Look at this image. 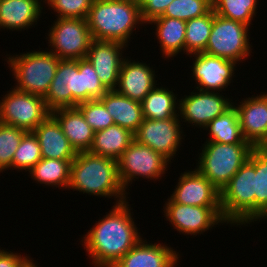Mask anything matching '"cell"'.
Masks as SVG:
<instances>
[{"label":"cell","instance_id":"6da1fadb","mask_svg":"<svg viewBox=\"0 0 267 267\" xmlns=\"http://www.w3.org/2000/svg\"><path fill=\"white\" fill-rule=\"evenodd\" d=\"M128 203H115L84 235L82 246L94 267H112L142 239Z\"/></svg>","mask_w":267,"mask_h":267},{"label":"cell","instance_id":"7a4b0ae2","mask_svg":"<svg viewBox=\"0 0 267 267\" xmlns=\"http://www.w3.org/2000/svg\"><path fill=\"white\" fill-rule=\"evenodd\" d=\"M107 91L87 58L61 59L44 100L53 111L99 99Z\"/></svg>","mask_w":267,"mask_h":267},{"label":"cell","instance_id":"3957f363","mask_svg":"<svg viewBox=\"0 0 267 267\" xmlns=\"http://www.w3.org/2000/svg\"><path fill=\"white\" fill-rule=\"evenodd\" d=\"M67 189L100 197H113L116 204L126 201V190L119 178L117 160L78 152L71 164Z\"/></svg>","mask_w":267,"mask_h":267},{"label":"cell","instance_id":"277c9868","mask_svg":"<svg viewBox=\"0 0 267 267\" xmlns=\"http://www.w3.org/2000/svg\"><path fill=\"white\" fill-rule=\"evenodd\" d=\"M86 20L93 40L126 46L136 25L144 24L136 0H94Z\"/></svg>","mask_w":267,"mask_h":267},{"label":"cell","instance_id":"5b68a950","mask_svg":"<svg viewBox=\"0 0 267 267\" xmlns=\"http://www.w3.org/2000/svg\"><path fill=\"white\" fill-rule=\"evenodd\" d=\"M255 165L247 159L220 191L223 219L227 224L255 221Z\"/></svg>","mask_w":267,"mask_h":267},{"label":"cell","instance_id":"8992f818","mask_svg":"<svg viewBox=\"0 0 267 267\" xmlns=\"http://www.w3.org/2000/svg\"><path fill=\"white\" fill-rule=\"evenodd\" d=\"M20 55V56H19ZM7 57V64L17 81L14 89L45 97L55 77L59 59L50 51H32Z\"/></svg>","mask_w":267,"mask_h":267},{"label":"cell","instance_id":"52a82bcc","mask_svg":"<svg viewBox=\"0 0 267 267\" xmlns=\"http://www.w3.org/2000/svg\"><path fill=\"white\" fill-rule=\"evenodd\" d=\"M202 146L196 169L219 191L247 161L254 148L250 143L205 142Z\"/></svg>","mask_w":267,"mask_h":267},{"label":"cell","instance_id":"ba28073f","mask_svg":"<svg viewBox=\"0 0 267 267\" xmlns=\"http://www.w3.org/2000/svg\"><path fill=\"white\" fill-rule=\"evenodd\" d=\"M249 27L242 22L215 14L204 53L240 64L239 62L246 60L252 52L251 47L253 46L248 38Z\"/></svg>","mask_w":267,"mask_h":267},{"label":"cell","instance_id":"9c48e42d","mask_svg":"<svg viewBox=\"0 0 267 267\" xmlns=\"http://www.w3.org/2000/svg\"><path fill=\"white\" fill-rule=\"evenodd\" d=\"M47 35L49 50L59 59L86 58L93 41L87 20L81 18H57Z\"/></svg>","mask_w":267,"mask_h":267},{"label":"cell","instance_id":"30bf717a","mask_svg":"<svg viewBox=\"0 0 267 267\" xmlns=\"http://www.w3.org/2000/svg\"><path fill=\"white\" fill-rule=\"evenodd\" d=\"M50 114L44 97L40 95L12 88L11 91H7L2 101L0 100V123L27 132H32Z\"/></svg>","mask_w":267,"mask_h":267},{"label":"cell","instance_id":"8fae6325","mask_svg":"<svg viewBox=\"0 0 267 267\" xmlns=\"http://www.w3.org/2000/svg\"><path fill=\"white\" fill-rule=\"evenodd\" d=\"M169 161L150 147L133 140L117 160L119 178L125 190L139 177L157 180L167 171ZM138 176V177H137Z\"/></svg>","mask_w":267,"mask_h":267},{"label":"cell","instance_id":"7c38bea8","mask_svg":"<svg viewBox=\"0 0 267 267\" xmlns=\"http://www.w3.org/2000/svg\"><path fill=\"white\" fill-rule=\"evenodd\" d=\"M167 200L163 215L180 234L197 236L218 223H226L221 206H192Z\"/></svg>","mask_w":267,"mask_h":267},{"label":"cell","instance_id":"4fadbf2b","mask_svg":"<svg viewBox=\"0 0 267 267\" xmlns=\"http://www.w3.org/2000/svg\"><path fill=\"white\" fill-rule=\"evenodd\" d=\"M180 118L150 120L144 118L134 140L146 145L171 162L183 139ZM182 135V136H181Z\"/></svg>","mask_w":267,"mask_h":267},{"label":"cell","instance_id":"5bb4252c","mask_svg":"<svg viewBox=\"0 0 267 267\" xmlns=\"http://www.w3.org/2000/svg\"><path fill=\"white\" fill-rule=\"evenodd\" d=\"M233 103L219 92L197 90L179 99L178 113L181 121L185 119L183 122L204 129L214 118L228 110Z\"/></svg>","mask_w":267,"mask_h":267},{"label":"cell","instance_id":"9a60e30c","mask_svg":"<svg viewBox=\"0 0 267 267\" xmlns=\"http://www.w3.org/2000/svg\"><path fill=\"white\" fill-rule=\"evenodd\" d=\"M195 58L191 71L198 84L195 89L202 91H225L235 76L236 62L205 53L192 54Z\"/></svg>","mask_w":267,"mask_h":267},{"label":"cell","instance_id":"2e32d148","mask_svg":"<svg viewBox=\"0 0 267 267\" xmlns=\"http://www.w3.org/2000/svg\"><path fill=\"white\" fill-rule=\"evenodd\" d=\"M126 47L117 41L100 40H93L90 45L86 58L108 91L117 88L121 65L125 59L122 51L126 50Z\"/></svg>","mask_w":267,"mask_h":267},{"label":"cell","instance_id":"e0dca14e","mask_svg":"<svg viewBox=\"0 0 267 267\" xmlns=\"http://www.w3.org/2000/svg\"><path fill=\"white\" fill-rule=\"evenodd\" d=\"M234 107L244 139L253 147H267V93L246 97Z\"/></svg>","mask_w":267,"mask_h":267},{"label":"cell","instance_id":"ac0fdd59","mask_svg":"<svg viewBox=\"0 0 267 267\" xmlns=\"http://www.w3.org/2000/svg\"><path fill=\"white\" fill-rule=\"evenodd\" d=\"M170 198L180 204L192 206H221L220 191L196 168L181 173Z\"/></svg>","mask_w":267,"mask_h":267},{"label":"cell","instance_id":"d6986e66","mask_svg":"<svg viewBox=\"0 0 267 267\" xmlns=\"http://www.w3.org/2000/svg\"><path fill=\"white\" fill-rule=\"evenodd\" d=\"M155 76V70L146 63L135 60L132 62L125 56L116 91L127 98L141 102L158 85Z\"/></svg>","mask_w":267,"mask_h":267},{"label":"cell","instance_id":"ffe728a7","mask_svg":"<svg viewBox=\"0 0 267 267\" xmlns=\"http://www.w3.org/2000/svg\"><path fill=\"white\" fill-rule=\"evenodd\" d=\"M178 253L162 243L151 244L141 239L112 267H176Z\"/></svg>","mask_w":267,"mask_h":267},{"label":"cell","instance_id":"44dd1931","mask_svg":"<svg viewBox=\"0 0 267 267\" xmlns=\"http://www.w3.org/2000/svg\"><path fill=\"white\" fill-rule=\"evenodd\" d=\"M32 132L39 141L42 158L74 160L76 157L77 152L51 114Z\"/></svg>","mask_w":267,"mask_h":267},{"label":"cell","instance_id":"7402d4cb","mask_svg":"<svg viewBox=\"0 0 267 267\" xmlns=\"http://www.w3.org/2000/svg\"><path fill=\"white\" fill-rule=\"evenodd\" d=\"M51 115L58 121L62 132L77 153L89 151L95 131L77 107L59 108L51 111Z\"/></svg>","mask_w":267,"mask_h":267},{"label":"cell","instance_id":"603a6c76","mask_svg":"<svg viewBox=\"0 0 267 267\" xmlns=\"http://www.w3.org/2000/svg\"><path fill=\"white\" fill-rule=\"evenodd\" d=\"M41 2L42 0H0V29L21 31L31 28L41 16Z\"/></svg>","mask_w":267,"mask_h":267},{"label":"cell","instance_id":"cb8c5ba5","mask_svg":"<svg viewBox=\"0 0 267 267\" xmlns=\"http://www.w3.org/2000/svg\"><path fill=\"white\" fill-rule=\"evenodd\" d=\"M99 100L113 117L114 124L135 133L143 121L141 102L127 98L116 90L107 91Z\"/></svg>","mask_w":267,"mask_h":267},{"label":"cell","instance_id":"d4e9b609","mask_svg":"<svg viewBox=\"0 0 267 267\" xmlns=\"http://www.w3.org/2000/svg\"><path fill=\"white\" fill-rule=\"evenodd\" d=\"M133 140L134 133L127 128L113 124L106 129L95 132L93 143L88 152L118 160Z\"/></svg>","mask_w":267,"mask_h":267},{"label":"cell","instance_id":"484cf974","mask_svg":"<svg viewBox=\"0 0 267 267\" xmlns=\"http://www.w3.org/2000/svg\"><path fill=\"white\" fill-rule=\"evenodd\" d=\"M147 24H155L156 38L159 40L163 58H171L179 52L185 54L186 22L177 18L156 17Z\"/></svg>","mask_w":267,"mask_h":267},{"label":"cell","instance_id":"4316f807","mask_svg":"<svg viewBox=\"0 0 267 267\" xmlns=\"http://www.w3.org/2000/svg\"><path fill=\"white\" fill-rule=\"evenodd\" d=\"M178 102L173 90L155 86L141 101L143 118L150 120L180 118L177 113Z\"/></svg>","mask_w":267,"mask_h":267},{"label":"cell","instance_id":"83f0119b","mask_svg":"<svg viewBox=\"0 0 267 267\" xmlns=\"http://www.w3.org/2000/svg\"><path fill=\"white\" fill-rule=\"evenodd\" d=\"M209 131L206 142H218L222 144L249 143L242 134L239 116L234 104L223 114L214 118L205 128Z\"/></svg>","mask_w":267,"mask_h":267},{"label":"cell","instance_id":"f1b7e54d","mask_svg":"<svg viewBox=\"0 0 267 267\" xmlns=\"http://www.w3.org/2000/svg\"><path fill=\"white\" fill-rule=\"evenodd\" d=\"M72 161L42 158L28 172L31 178L40 184L67 189Z\"/></svg>","mask_w":267,"mask_h":267},{"label":"cell","instance_id":"f546056e","mask_svg":"<svg viewBox=\"0 0 267 267\" xmlns=\"http://www.w3.org/2000/svg\"><path fill=\"white\" fill-rule=\"evenodd\" d=\"M248 159L255 165V221L267 217V147H254Z\"/></svg>","mask_w":267,"mask_h":267},{"label":"cell","instance_id":"4dcf8cb0","mask_svg":"<svg viewBox=\"0 0 267 267\" xmlns=\"http://www.w3.org/2000/svg\"><path fill=\"white\" fill-rule=\"evenodd\" d=\"M213 8L205 15L186 22L185 52L192 54L204 53L213 26Z\"/></svg>","mask_w":267,"mask_h":267},{"label":"cell","instance_id":"1f68e13d","mask_svg":"<svg viewBox=\"0 0 267 267\" xmlns=\"http://www.w3.org/2000/svg\"><path fill=\"white\" fill-rule=\"evenodd\" d=\"M259 0H212L215 14L250 26Z\"/></svg>","mask_w":267,"mask_h":267},{"label":"cell","instance_id":"d6a6232c","mask_svg":"<svg viewBox=\"0 0 267 267\" xmlns=\"http://www.w3.org/2000/svg\"><path fill=\"white\" fill-rule=\"evenodd\" d=\"M42 159L40 145L33 132H27L13 156L12 169L29 171Z\"/></svg>","mask_w":267,"mask_h":267},{"label":"cell","instance_id":"836d02e7","mask_svg":"<svg viewBox=\"0 0 267 267\" xmlns=\"http://www.w3.org/2000/svg\"><path fill=\"white\" fill-rule=\"evenodd\" d=\"M212 8V0H173L159 17L177 18L187 22L207 14Z\"/></svg>","mask_w":267,"mask_h":267},{"label":"cell","instance_id":"e575fe53","mask_svg":"<svg viewBox=\"0 0 267 267\" xmlns=\"http://www.w3.org/2000/svg\"><path fill=\"white\" fill-rule=\"evenodd\" d=\"M27 131L0 123V172L12 168L14 153Z\"/></svg>","mask_w":267,"mask_h":267},{"label":"cell","instance_id":"d590c367","mask_svg":"<svg viewBox=\"0 0 267 267\" xmlns=\"http://www.w3.org/2000/svg\"><path fill=\"white\" fill-rule=\"evenodd\" d=\"M76 107L95 132L114 124L113 117L99 99L79 103Z\"/></svg>","mask_w":267,"mask_h":267},{"label":"cell","instance_id":"8d00e7d4","mask_svg":"<svg viewBox=\"0 0 267 267\" xmlns=\"http://www.w3.org/2000/svg\"><path fill=\"white\" fill-rule=\"evenodd\" d=\"M94 0H43L57 13V18L86 19Z\"/></svg>","mask_w":267,"mask_h":267},{"label":"cell","instance_id":"74e56055","mask_svg":"<svg viewBox=\"0 0 267 267\" xmlns=\"http://www.w3.org/2000/svg\"><path fill=\"white\" fill-rule=\"evenodd\" d=\"M141 10L142 21L146 24L152 19L162 16L173 0H136Z\"/></svg>","mask_w":267,"mask_h":267},{"label":"cell","instance_id":"f35d334b","mask_svg":"<svg viewBox=\"0 0 267 267\" xmlns=\"http://www.w3.org/2000/svg\"><path fill=\"white\" fill-rule=\"evenodd\" d=\"M31 260L29 256L0 249V267H25Z\"/></svg>","mask_w":267,"mask_h":267},{"label":"cell","instance_id":"ab89813d","mask_svg":"<svg viewBox=\"0 0 267 267\" xmlns=\"http://www.w3.org/2000/svg\"><path fill=\"white\" fill-rule=\"evenodd\" d=\"M25 267H38L36 265V263L34 264V262L31 260Z\"/></svg>","mask_w":267,"mask_h":267}]
</instances>
